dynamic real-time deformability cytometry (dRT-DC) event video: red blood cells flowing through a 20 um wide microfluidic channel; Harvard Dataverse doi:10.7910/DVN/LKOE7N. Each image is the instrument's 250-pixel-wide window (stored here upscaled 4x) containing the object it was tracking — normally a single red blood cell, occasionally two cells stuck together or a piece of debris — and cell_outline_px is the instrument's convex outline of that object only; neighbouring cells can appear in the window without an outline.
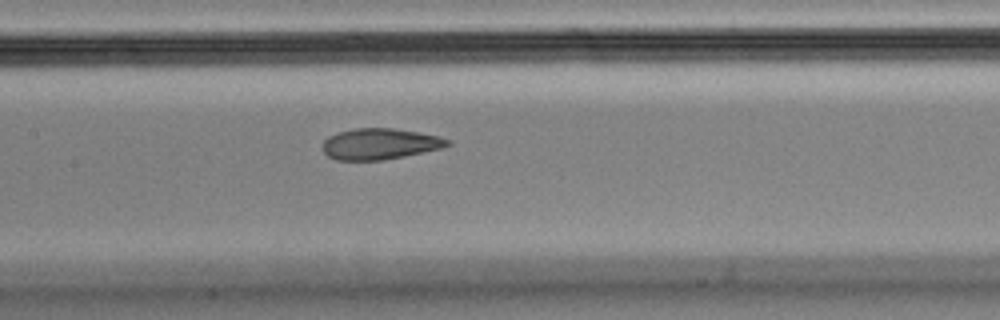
{"species": "Egyptian fruit bat (a non-hibernating species)", "species_latin": "Rousettus aegyptiacus", "temperature_condition": "cold", "stored_images_in_passage": 4, "camera_frame_rate_fps": 3000, "um_per_image_px": 0.085, "animal": {"sex": "male"}, "frame": {"image": 1, "passage_image": 4, "time_ms": 1.0, "image_size_px": [1000, 320], "cell_outline_px": [[452, 144], [444, 148], [404, 156], [380, 160], [336, 160], [328, 156], [324, 152], [324, 140], [328, 136], [352, 128], [392, 128], [416, 132], [436, 136], [452, 140]], "centroid_in_image_um": [32.31, 12.23], "position_along_channel_um": 175.1, "area_um2": 22.48}}